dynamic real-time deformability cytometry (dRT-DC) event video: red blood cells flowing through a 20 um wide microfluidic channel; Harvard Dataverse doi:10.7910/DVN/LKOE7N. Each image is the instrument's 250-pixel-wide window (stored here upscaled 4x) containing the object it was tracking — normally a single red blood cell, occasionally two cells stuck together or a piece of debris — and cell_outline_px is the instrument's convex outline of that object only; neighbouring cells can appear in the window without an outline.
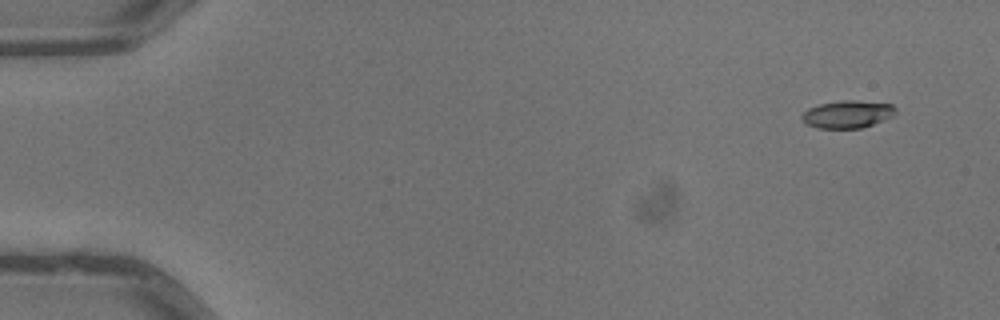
{"species": "common noctule bat (a hibernating species)", "species_latin": "Nyctalus noctula", "temperature_condition": "warm", "stored_images_in_passage": 7, "camera_frame_rate_fps": 3000, "um_per_image_px": 0.085, "animal": {"sex": "male", "body_mass_g": 13.3}, "frame": {"image": 1, "passage_image": 1, "time_ms": 0.0, "image_size_px": [1000, 320], "cell_outline_px": [[896, 112], [892, 116], [872, 124], [860, 128], [816, 128], [804, 124], [800, 116], [808, 108], [820, 104], [840, 100], [856, 100], [892, 104], [896, 108]], "centroid_in_image_um": [71.99, 9.7], "position_along_channel_um": 13.0, "area_um2": 15.09}}
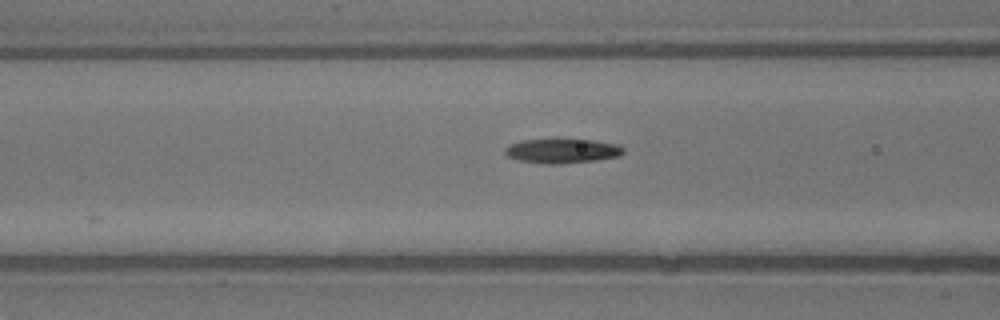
{"frame": {"image": 2, "passage_image": 6, "time_ms": 1.667, "image_size_px": [1000, 320], "cell_outline_px": [[624, 152], [620, 156], [596, 160], [560, 164], [544, 164], [520, 160], [508, 156], [504, 152], [504, 148], [508, 144], [520, 140], [556, 136], [596, 140], [620, 144], [624, 148]], "centroid_in_image_um": [47.78, 12.76], "position_along_channel_um": 118.8, "area_um2": 18.03}}
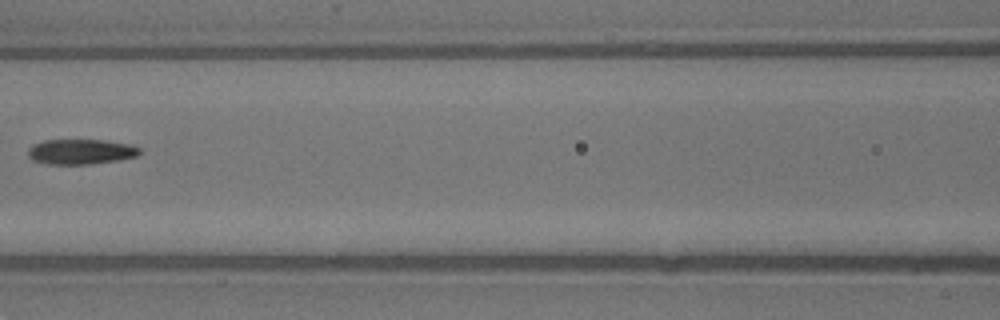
{"frame": {"image": 3, "passage_image": 7, "time_ms": 2.0, "image_size_px": [1000, 320], "cell_outline_px": [[140, 152], [136, 156], [120, 160], [92, 164], [48, 164], [32, 160], [28, 156], [28, 148], [32, 144], [44, 140], [100, 140], [132, 144], [140, 148]], "centroid_in_image_um": [6.86, 12.89], "position_along_channel_um": 159.7, "area_um2": 16.47}}